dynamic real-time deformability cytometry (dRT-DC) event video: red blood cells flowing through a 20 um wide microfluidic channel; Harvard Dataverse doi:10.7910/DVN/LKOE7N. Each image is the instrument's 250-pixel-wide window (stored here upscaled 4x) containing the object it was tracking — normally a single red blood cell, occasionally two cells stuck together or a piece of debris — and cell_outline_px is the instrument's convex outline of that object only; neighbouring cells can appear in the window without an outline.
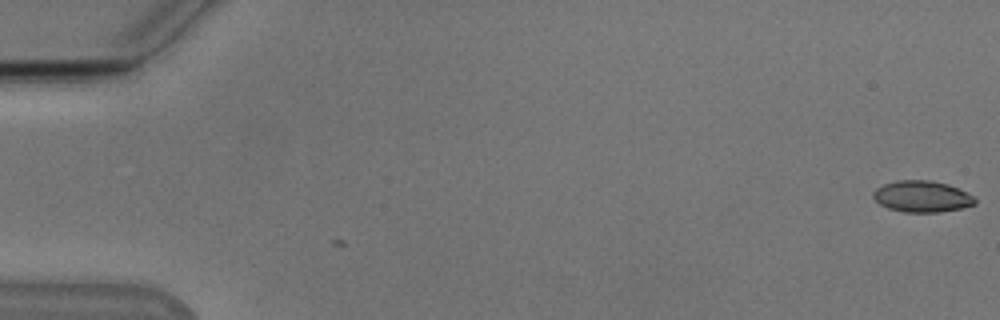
{"species": "Egyptian fruit bat (a non-hibernating species)", "species_latin": "Rousettus aegyptiacus", "temperature_condition": "cold", "stored_images_in_passage": 3, "camera_frame_rate_fps": 3000, "um_per_image_px": 0.085, "animal": {"sex": "male"}, "frame": {"image": 1, "passage_image": 1, "time_ms": 0.0, "image_size_px": [1000, 320], "cell_outline_px": [[976, 204], [960, 208], [940, 212], [904, 212], [888, 208], [880, 204], [872, 196], [872, 192], [876, 188], [884, 184], [896, 180], [932, 180], [948, 184], [976, 196]], "centroid_in_image_um": [78.38, 16.69], "position_along_channel_um": 6.6, "area_um2": 18.73}}